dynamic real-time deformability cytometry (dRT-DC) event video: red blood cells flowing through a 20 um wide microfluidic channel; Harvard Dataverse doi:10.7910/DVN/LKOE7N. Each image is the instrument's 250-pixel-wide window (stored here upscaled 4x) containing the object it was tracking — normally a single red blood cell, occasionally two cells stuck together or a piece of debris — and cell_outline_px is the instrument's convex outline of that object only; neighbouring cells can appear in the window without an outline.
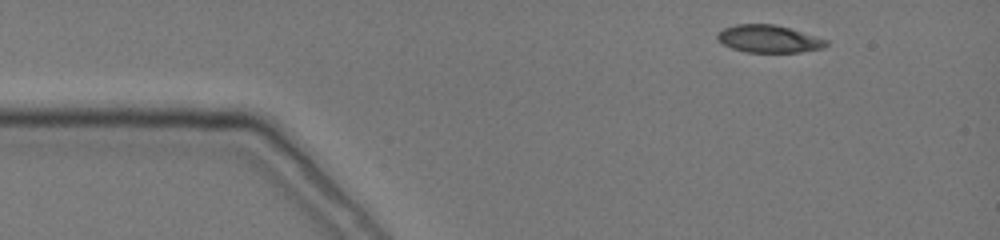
{"species": "common noctule bat (a hibernating species)", "species_latin": "Nyctalus noctula", "temperature_condition": "cold", "stored_images_in_passage": 7, "camera_frame_rate_fps": 3000, "um_per_image_px": 0.085, "animal": {"sex": "female", "body_mass_g": 19.0, "forearm_length_mm": 51.5}, "frame": {"image": 1, "passage_image": 1, "time_ms": 0.0, "image_size_px": [1000, 240], "cell_outline_px": [[828, 44], [824, 48], [800, 52], [748, 52], [732, 48], [724, 44], [716, 36], [716, 32], [724, 28], [736, 24], [776, 24], [828, 40]], "centroid_in_image_um": [65.35, 3.3], "position_along_channel_um": 19.7, "area_um2": 17.34}}